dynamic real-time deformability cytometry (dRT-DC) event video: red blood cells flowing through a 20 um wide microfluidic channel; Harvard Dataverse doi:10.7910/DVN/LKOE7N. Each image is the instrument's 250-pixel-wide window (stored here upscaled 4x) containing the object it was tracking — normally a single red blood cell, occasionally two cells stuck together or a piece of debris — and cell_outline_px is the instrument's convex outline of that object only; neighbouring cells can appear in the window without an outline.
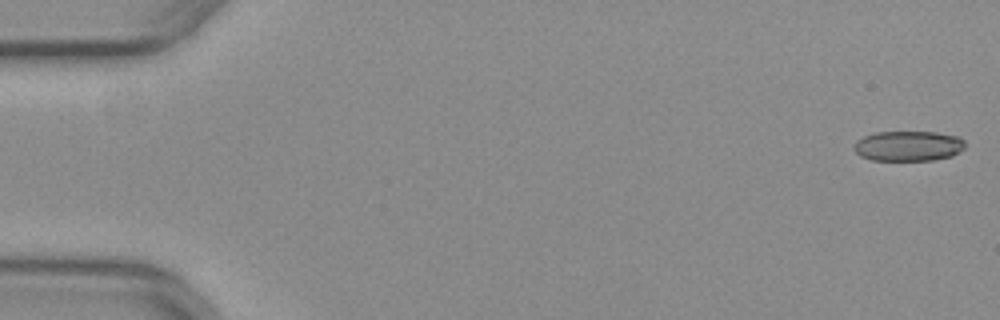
{"species": "common noctule bat (a hibernating species)", "species_latin": "Nyctalus noctula", "temperature_condition": "warm", "stored_images_in_passage": 47, "camera_frame_rate_fps": 3000, "um_per_image_px": 0.085, "animal": {"sex": "female", "body_mass_g": 29.2, "forearm_length_mm": 56.3}, "frame": {"image": 1, "passage_image": 1, "time_ms": 0.0, "image_size_px": [1000, 320], "cell_outline_px": [[964, 148], [960, 152], [952, 156], [932, 160], [872, 160], [860, 156], [852, 148], [856, 140], [864, 136], [876, 132], [936, 132], [960, 136], [964, 140]], "centroid_in_image_um": [77.21, 12.4], "position_along_channel_um": 7.8, "area_um2": 19.71}}
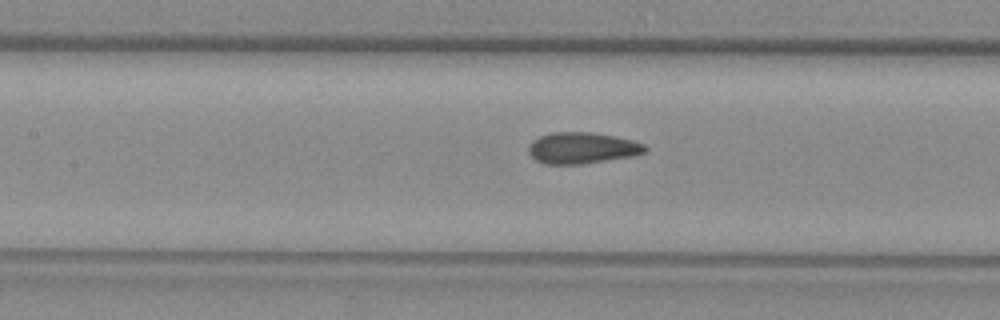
{"frame": {"image": 2, "passage_image": 24, "time_ms": 7.667, "image_size_px": [1000, 320], "cell_outline_px": [[648, 148], [644, 152], [636, 156], [580, 164], [544, 164], [536, 160], [528, 152], [528, 144], [532, 140], [540, 136], [552, 132], [592, 132], [616, 136], [632, 140], [644, 144]], "centroid_in_image_um": [49.48, 12.57], "position_along_channel_um": 157.9, "area_um2": 21.44}}
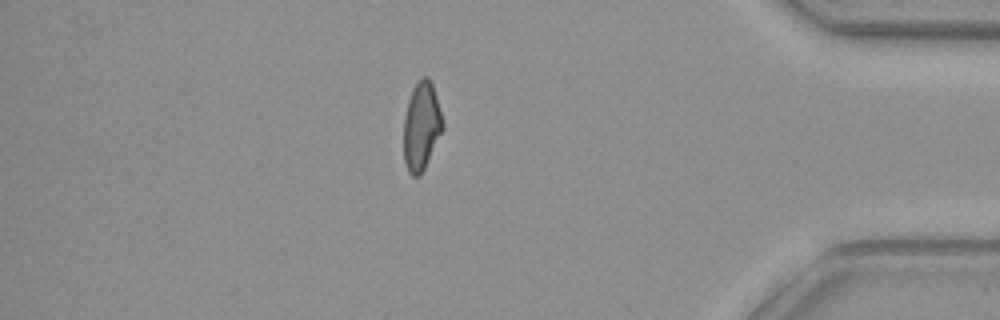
{"frame": {"image": 3, "passage_image": 45, "time_ms": 14.667, "image_size_px": [1000, 320], "cell_outline_px": [[444, 128], [420, 176], [412, 176], [408, 172], [404, 160], [404, 116], [408, 100], [412, 88], [420, 76], [428, 76], [432, 84], [444, 124]], "centroid_in_image_um": [35.81, 10.7], "position_along_channel_um": 399.4, "area_um2": 20.06}}